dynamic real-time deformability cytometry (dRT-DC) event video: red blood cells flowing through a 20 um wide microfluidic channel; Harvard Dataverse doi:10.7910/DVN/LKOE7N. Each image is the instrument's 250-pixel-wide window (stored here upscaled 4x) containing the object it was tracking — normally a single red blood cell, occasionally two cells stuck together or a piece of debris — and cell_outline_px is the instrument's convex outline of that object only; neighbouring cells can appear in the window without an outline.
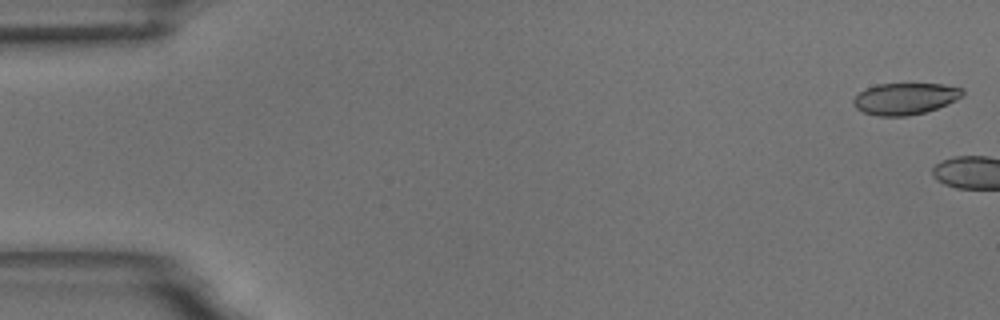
{"species": "common noctule bat (a hibernating species)", "species_latin": "Nyctalus noctula", "temperature_condition": "room temperature", "stored_images_in_passage": 4, "camera_frame_rate_fps": 3000, "um_per_image_px": 0.085, "animal": {"sex": "male", "body_mass_g": 18.8}, "frame": {"image": 1, "passage_image": 1, "time_ms": 0.0, "image_size_px": [1000, 320], "cell_outline_px": [[964, 96], [948, 104], [924, 112], [908, 116], [876, 116], [864, 112], [856, 108], [852, 104], [852, 100], [860, 92], [876, 84], [944, 84], [964, 88]], "centroid_in_image_um": [76.96, 8.39], "position_along_channel_um": 8.0, "area_um2": 20.17}}